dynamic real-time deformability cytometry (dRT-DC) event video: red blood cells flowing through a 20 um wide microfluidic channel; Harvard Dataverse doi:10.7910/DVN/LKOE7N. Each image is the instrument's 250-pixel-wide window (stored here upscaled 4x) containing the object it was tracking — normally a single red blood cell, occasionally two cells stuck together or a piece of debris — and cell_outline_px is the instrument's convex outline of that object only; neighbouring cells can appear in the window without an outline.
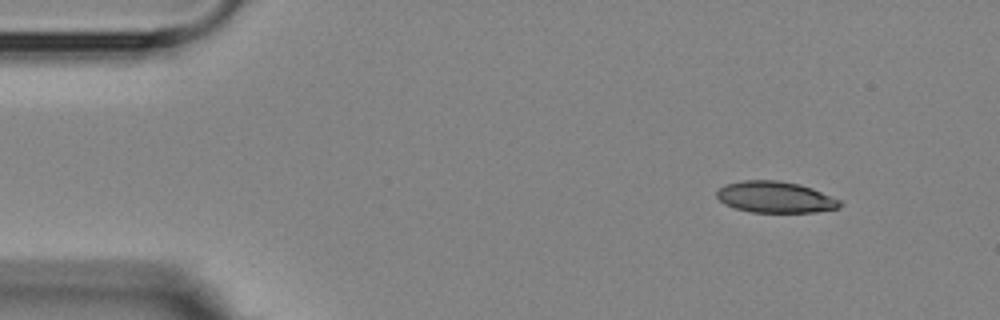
{"species": "Egyptian fruit bat (a non-hibernating species)", "species_latin": "Rousettus aegyptiacus", "temperature_condition": "room temperature", "stored_images_in_passage": 7, "camera_frame_rate_fps": 3000, "um_per_image_px": 0.085, "animal": {"sex": "female"}, "frame": {"image": 1, "passage_image": 1, "time_ms": 0.0, "image_size_px": [1000, 320], "cell_outline_px": [[844, 204], [840, 208], [816, 212], [752, 212], [736, 208], [724, 204], [716, 196], [716, 192], [724, 184], [740, 180], [776, 180], [800, 184], [812, 188], [840, 200]], "centroid_in_image_um": [65.9, 16.75], "position_along_channel_um": 19.1, "area_um2": 22.6}}
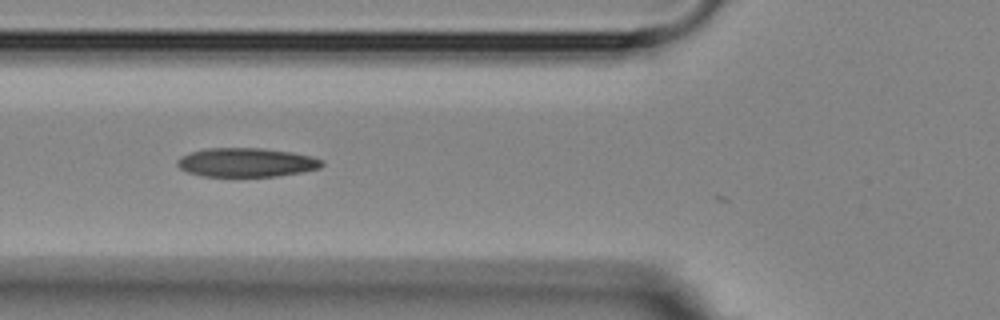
{"frame": {"image": 2, "passage_image": 5, "time_ms": 4.667, "image_size_px": [1000, 320], "cell_outline_px": [[324, 164], [320, 168], [300, 172], [276, 176], [200, 176], [188, 172], [180, 168], [176, 164], [176, 160], [180, 156], [192, 152], [208, 148], [264, 148], [292, 152], [312, 156], [324, 160]], "centroid_in_image_um": [20.95, 13.8], "position_along_channel_um": 104.9, "area_um2": 24.45}}
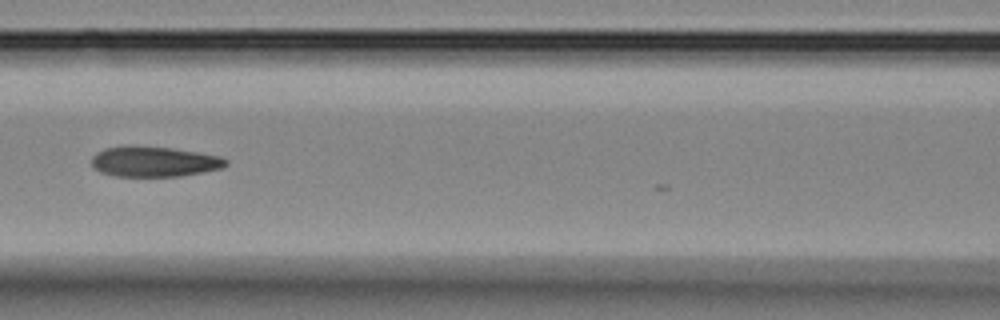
{"frame": {"image": 3, "passage_image": 6, "time_ms": 6.0, "image_size_px": [1000, 320], "cell_outline_px": [[228, 164], [220, 168], [180, 176], [116, 176], [100, 172], [92, 168], [92, 156], [96, 152], [104, 148], [128, 144], [172, 148], [200, 152], [220, 156], [228, 160]], "centroid_in_image_um": [13.05, 13.71], "position_along_channel_um": 153.6, "area_um2": 24.04}}